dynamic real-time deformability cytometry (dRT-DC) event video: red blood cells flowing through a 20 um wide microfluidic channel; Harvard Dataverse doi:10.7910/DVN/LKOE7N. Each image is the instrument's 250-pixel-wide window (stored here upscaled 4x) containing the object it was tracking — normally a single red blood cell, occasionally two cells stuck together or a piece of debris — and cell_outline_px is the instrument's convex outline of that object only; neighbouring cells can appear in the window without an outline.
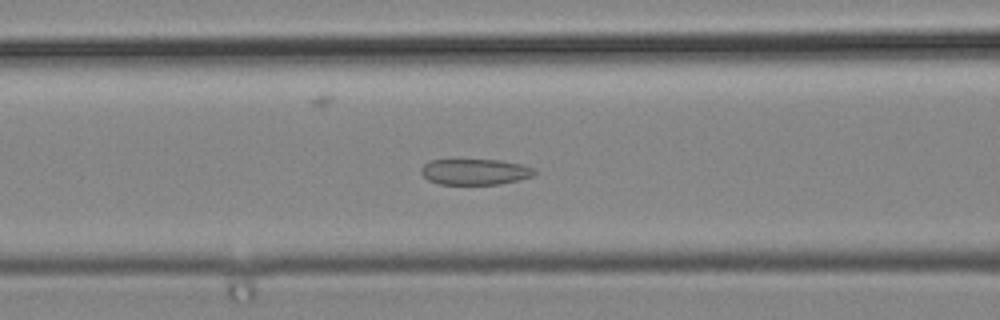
{"species": "common noctule bat (a hibernating species)", "species_latin": "Nyctalus noctula", "temperature_condition": "cold", "stored_images_in_passage": 50, "segment_of_instrument_passage": [1, 2], "camera_frame_rate_fps": 3000, "um_per_image_px": 0.085, "animal": {"sex": "male", "body_mass_g": 19.2, "forearm_length_mm": 51.8}, "frame": {"image": 1, "passage_image": 20, "time_ms": 6.333, "image_size_px": [1000, 320], "cell_outline_px": [[536, 172], [532, 176], [520, 180], [500, 184], [436, 184], [428, 180], [420, 172], [420, 168], [424, 164], [432, 160], [500, 160], [524, 164], [536, 168]], "centroid_in_image_um": [40.4, 14.6], "position_along_channel_um": 126.2, "area_um2": 17.28}}
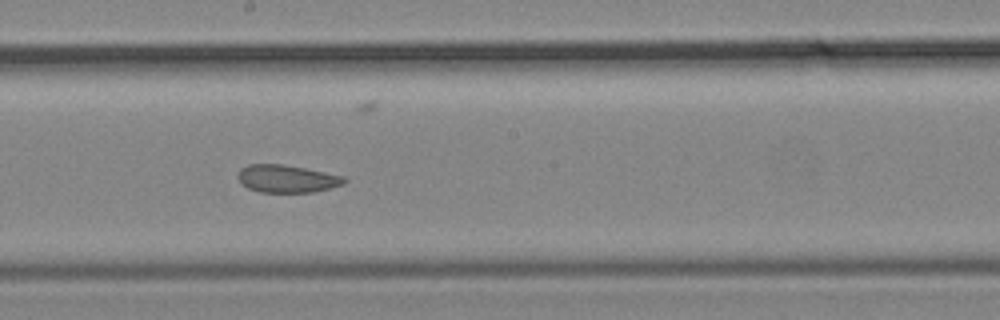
{"frame": {"image": 2, "passage_image": 27, "time_ms": 8.667, "image_size_px": [1000, 320], "cell_outline_px": [[348, 180], [344, 184], [312, 192], [260, 192], [248, 188], [236, 176], [240, 168], [248, 164], [284, 164], [344, 176]], "centroid_in_image_um": [24.37, 15.18], "position_along_channel_um": 223.8, "area_um2": 17.05}}
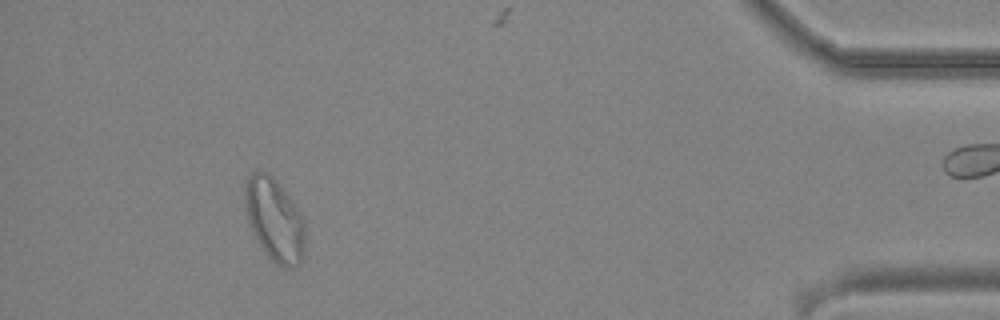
{"frame": {"image": 3, "passage_image": 45, "time_ms": 14.667, "image_size_px": [1000, 320], "cell_outline_px": [[304, 252], [300, 264], [292, 268], [284, 268], [276, 264], [268, 256], [260, 244], [248, 220], [244, 204], [244, 188], [248, 176], [256, 168], [268, 172], [276, 180], [292, 200], [300, 212], [304, 220]], "centroid_in_image_um": [23.33, 18.64], "position_along_channel_um": 411.9, "area_um2": 29.19}}